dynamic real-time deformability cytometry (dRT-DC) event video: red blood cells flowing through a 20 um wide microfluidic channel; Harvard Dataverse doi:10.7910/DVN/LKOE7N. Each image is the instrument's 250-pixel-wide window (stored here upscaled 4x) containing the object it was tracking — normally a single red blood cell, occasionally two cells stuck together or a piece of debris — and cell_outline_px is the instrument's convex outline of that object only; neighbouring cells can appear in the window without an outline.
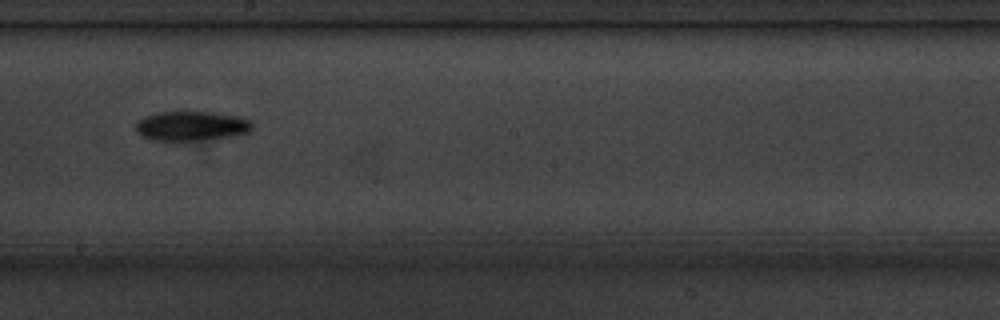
{"species": "common noctule bat (a hibernating species)", "species_latin": "Nyctalus noctula", "temperature_condition": "cold", "stored_images_in_passage": 6, "camera_frame_rate_fps": 3000, "um_per_image_px": 0.085, "animal": {"sex": "male", "body_mass_g": 20.1, "forearm_length_mm": 53.5}, "frame": {"image": 1, "passage_image": 6, "time_ms": 5.667, "image_size_px": [1000, 320], "cell_outline_px": [[252, 132], [240, 136], [196, 140], [152, 140], [140, 136], [136, 132], [136, 120], [144, 116], [156, 112], [216, 112], [244, 116], [252, 120]], "centroid_in_image_um": [16.34, 10.7], "position_along_channel_um": 231.9, "area_um2": 20.69}}